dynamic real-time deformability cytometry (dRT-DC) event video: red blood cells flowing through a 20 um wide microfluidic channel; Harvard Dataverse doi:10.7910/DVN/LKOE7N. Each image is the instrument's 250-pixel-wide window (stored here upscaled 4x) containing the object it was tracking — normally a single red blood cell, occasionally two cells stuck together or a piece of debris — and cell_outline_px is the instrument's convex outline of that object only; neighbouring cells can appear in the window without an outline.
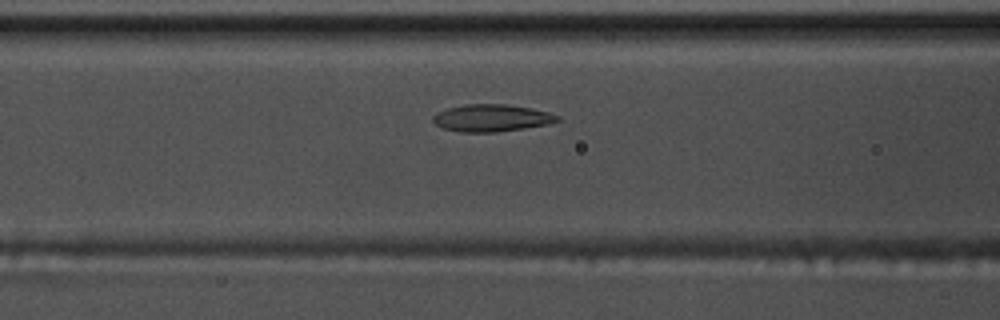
{"species": "common noctule bat (a hibernating species)", "species_latin": "Nyctalus noctula", "temperature_condition": "warm", "stored_images_in_passage": 40, "camera_frame_rate_fps": 3000, "um_per_image_px": 0.085, "animal": {"sex": "male", "body_mass_g": 17.5, "forearm_length_mm": 52.3}, "frame": {"image": 1, "passage_image": 8, "time_ms": 2.333, "image_size_px": [1000, 320], "cell_outline_px": [[560, 120], [548, 124], [524, 128], [496, 132], [460, 132], [444, 128], [436, 124], [432, 120], [432, 116], [436, 112], [448, 108], [464, 104], [504, 104], [528, 108], [548, 112], [560, 116]], "centroid_in_image_um": [41.76, 10.03], "position_along_channel_um": 124.8, "area_um2": 19.59}}
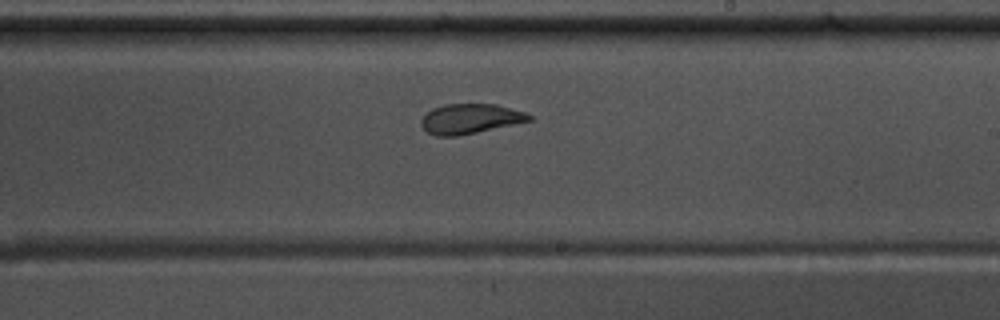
{"frame": {"image": 2, "passage_image": 18, "time_ms": 5.667, "image_size_px": [1000, 320], "cell_outline_px": [[532, 120], [476, 132], [456, 136], [436, 136], [428, 132], [420, 124], [420, 120], [432, 108], [444, 104], [496, 104], [524, 112], [532, 116]], "centroid_in_image_um": [39.93, 10.09], "position_along_channel_um": 249.1, "area_um2": 18.55}}
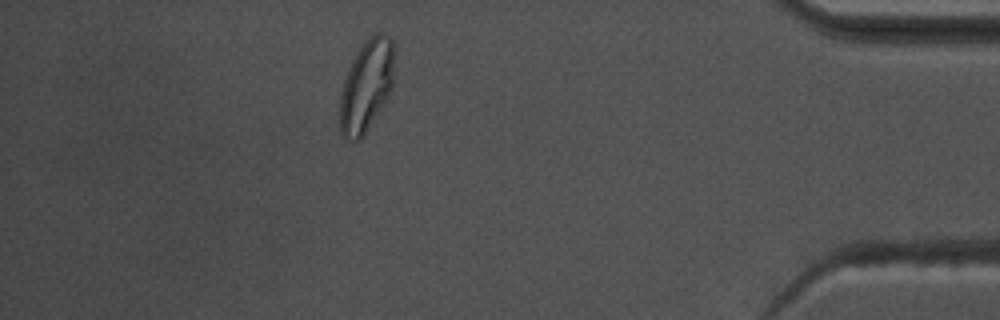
{"frame": {"image": 3, "passage_image": 34, "time_ms": 11.0, "image_size_px": [1000, 320], "cell_outline_px": [[392, 88], [360, 140], [348, 140], [340, 132], [340, 96], [344, 80], [352, 60], [364, 40], [376, 32], [380, 32], [388, 36], [392, 40]], "centroid_in_image_um": [31.11, 7.27], "position_along_channel_um": 404.1, "area_um2": 28.32}, "authors_computed_cell_mechanics": {"area_um2": 20.0855, "velocity_mm_per_s": 3.7392, "shape_relaxation_time_tau1_ms": 5.6299, "shape_relaxation_time_tau2_ms": 1.264, "deformation_change_tau1": 0.1884, "deformation_change_tau2": 0.073}}